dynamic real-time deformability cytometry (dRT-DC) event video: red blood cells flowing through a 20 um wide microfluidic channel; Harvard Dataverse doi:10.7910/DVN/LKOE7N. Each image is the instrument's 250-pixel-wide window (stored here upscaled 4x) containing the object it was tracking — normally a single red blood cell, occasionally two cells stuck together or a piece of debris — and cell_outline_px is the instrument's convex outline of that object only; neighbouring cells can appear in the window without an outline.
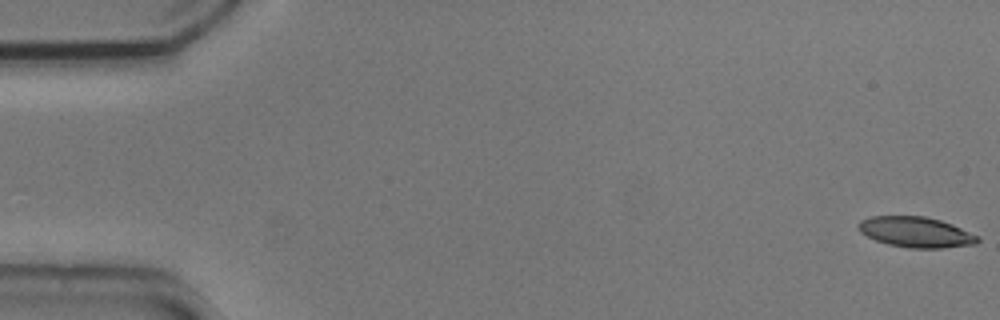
{"species": "common noctule bat (a hibernating species)", "species_latin": "Nyctalus noctula", "temperature_condition": "cold", "stored_images_in_passage": 55, "camera_frame_rate_fps": 3000, "um_per_image_px": 0.085, "animal": {"sex": "male", "body_mass_g": 20.5, "forearm_length_mm": 52.5}, "frame": {"image": 1, "passage_image": 1, "time_ms": 0.0, "image_size_px": [1000, 320], "cell_outline_px": [[980, 240], [976, 244], [940, 248], [908, 248], [888, 244], [876, 240], [860, 232], [856, 228], [856, 224], [860, 220], [872, 216], [924, 216], [940, 220], [952, 224], [980, 236]], "centroid_in_image_um": [77.84, 19.72], "position_along_channel_um": 7.2, "area_um2": 21.33}}
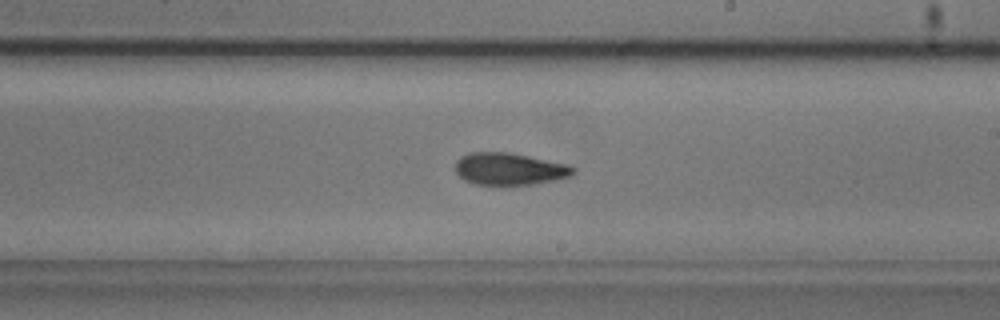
{"frame": {"image": 2, "passage_image": 32, "time_ms": 10.333, "image_size_px": [1000, 320], "cell_outline_px": [[576, 172], [572, 176], [556, 180], [532, 184], [472, 184], [464, 180], [456, 172], [456, 160], [460, 156], [468, 152], [508, 152], [568, 164], [576, 168]], "centroid_in_image_um": [43.31, 14.35], "position_along_channel_um": 245.7, "area_um2": 22.14}}
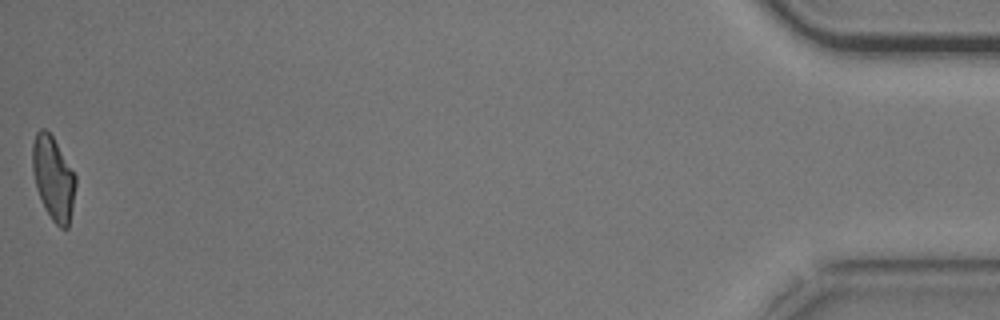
{"frame": {"image": 3, "passage_image": 55, "time_ms": 18.0, "image_size_px": [1000, 320], "cell_outline_px": [[76, 184], [72, 208], [68, 228], [60, 228], [52, 220], [44, 208], [36, 188], [32, 168], [32, 144], [36, 132], [40, 128], [44, 128], [52, 136], [76, 176]], "centroid_in_image_um": [4.51, 15.15], "position_along_channel_um": 430.7, "area_um2": 20.92}, "authors_computed_cell_mechanics": {"area_um2": 21.8484, "velocity_mm_per_s": 3.6838, "shape_relaxation_time_tau1_ms": 4.4862, "shape_relaxation_time_tau2_ms": 4.2706, "deformation_change_tau1": 0.1434, "deformation_change_tau2": 0.1142}}